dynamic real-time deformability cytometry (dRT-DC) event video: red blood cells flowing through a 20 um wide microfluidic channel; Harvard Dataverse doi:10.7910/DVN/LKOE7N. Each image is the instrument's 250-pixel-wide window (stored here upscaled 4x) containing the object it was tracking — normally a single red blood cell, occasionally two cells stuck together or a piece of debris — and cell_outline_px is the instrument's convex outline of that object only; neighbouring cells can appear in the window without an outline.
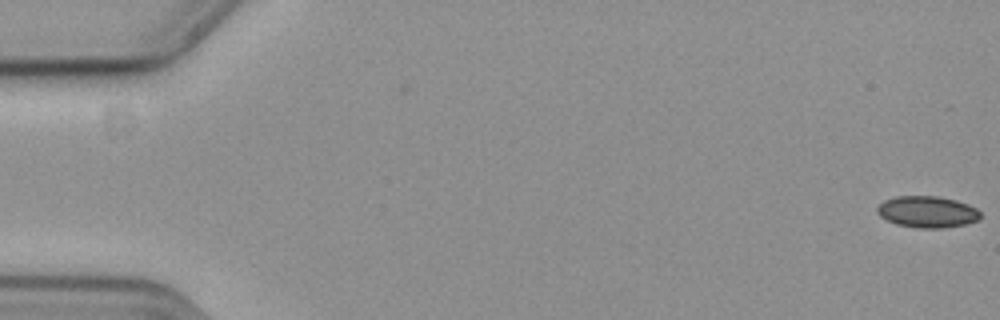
{"species": "common noctule bat (a hibernating species)", "species_latin": "Nyctalus noctula", "temperature_condition": "cold", "stored_images_in_passage": 58, "camera_frame_rate_fps": 3000, "um_per_image_px": 0.085, "animal": {"sex": "female", "body_mass_g": 19.3, "forearm_length_mm": 54.1}, "frame": {"image": 1, "passage_image": 1, "time_ms": 0.0, "image_size_px": [1000, 320], "cell_outline_px": [[980, 220], [964, 224], [944, 228], [916, 228], [896, 224], [880, 216], [876, 212], [876, 208], [884, 200], [896, 196], [936, 196], [956, 200], [968, 204], [976, 208], [980, 212]], "centroid_in_image_um": [78.82, 18.01], "position_along_channel_um": 6.2, "area_um2": 19.02}}
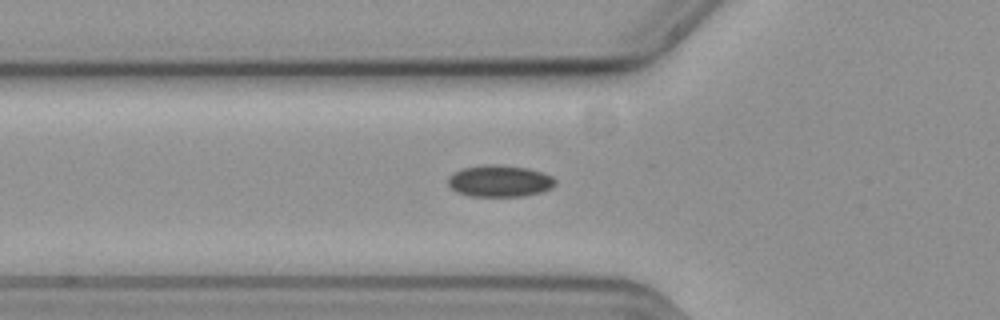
{"frame": {"image": 2, "passage_image": 21, "time_ms": 6.667, "image_size_px": [1000, 320], "cell_outline_px": [[556, 184], [552, 188], [540, 192], [524, 196], [468, 196], [456, 192], [448, 184], [448, 176], [464, 168], [484, 164], [500, 164], [528, 168], [544, 172], [552, 176], [556, 180]], "centroid_in_image_um": [42.5, 15.38], "position_along_channel_um": 83.3, "area_um2": 20.0}}
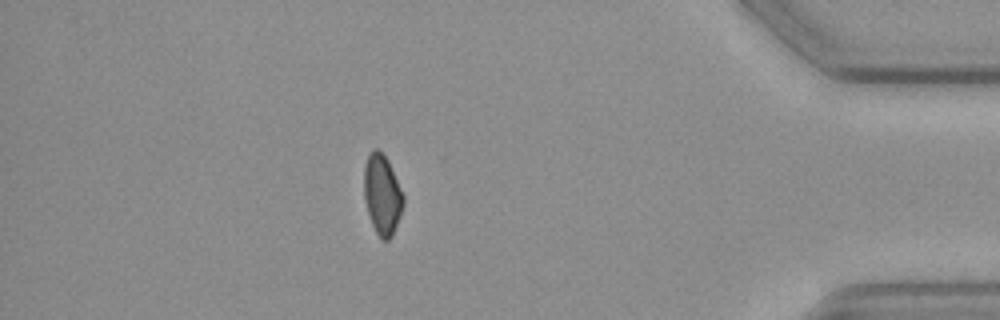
{"frame": {"image": 3, "passage_image": 51, "time_ms": 16.667, "image_size_px": [1000, 320], "cell_outline_px": [[404, 204], [400, 216], [392, 236], [388, 240], [380, 240], [372, 224], [368, 212], [364, 196], [364, 164], [372, 148], [376, 148], [388, 160], [404, 196]], "centroid_in_image_um": [32.48, 16.55], "position_along_channel_um": 402.7, "area_um2": 18.26}}